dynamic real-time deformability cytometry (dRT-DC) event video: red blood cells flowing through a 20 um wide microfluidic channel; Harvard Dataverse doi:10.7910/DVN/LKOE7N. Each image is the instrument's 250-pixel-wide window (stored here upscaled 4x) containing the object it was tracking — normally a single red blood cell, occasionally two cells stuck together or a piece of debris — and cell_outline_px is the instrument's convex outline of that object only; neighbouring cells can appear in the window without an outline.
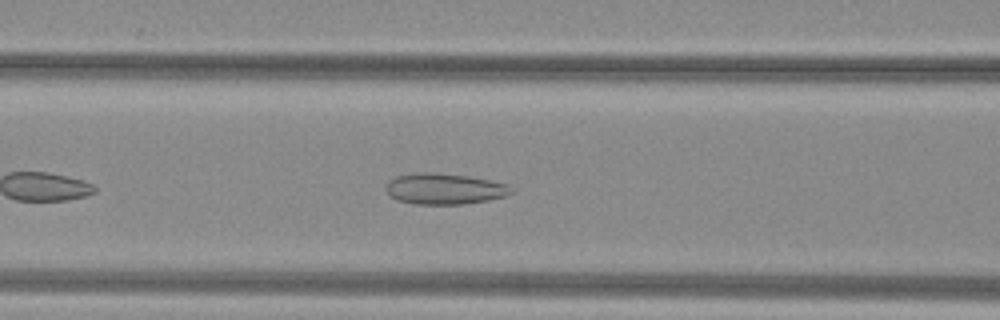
{"species": "common noctule bat (a hibernating species)", "species_latin": "Nyctalus noctula", "temperature_condition": "warm", "stored_images_in_passage": 32, "camera_frame_rate_fps": 3000, "um_per_image_px": 0.085, "animal": {"sex": "female", "body_mass_g": 29.2, "forearm_length_mm": 56.3}, "frame": {"image": 1, "passage_image": 8, "time_ms": 2.333, "image_size_px": [1000, 320], "cell_outline_px": [[512, 192], [508, 196], [488, 200], [464, 204], [416, 204], [396, 200], [384, 188], [388, 180], [396, 176], [420, 172], [432, 172], [468, 176], [508, 184], [512, 188]], "centroid_in_image_um": [37.77, 16.05], "position_along_channel_um": 128.8, "area_um2": 22.66}}
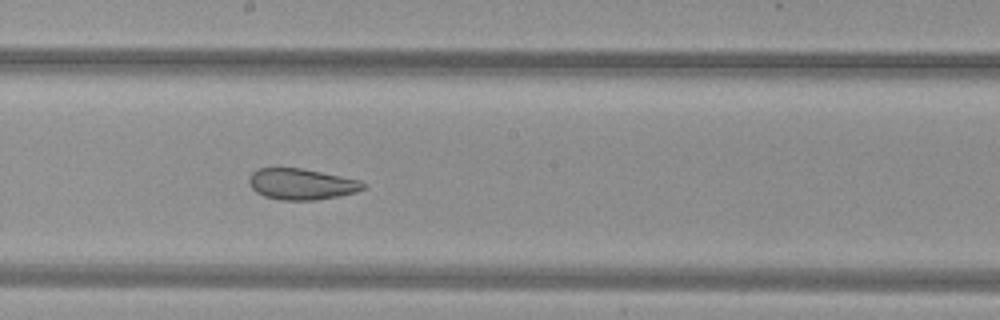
{"frame": {"image": 2, "passage_image": 15, "time_ms": 4.667, "image_size_px": [1000, 320], "cell_outline_px": [[368, 184], [364, 188], [356, 192], [340, 196], [316, 200], [280, 200], [264, 196], [256, 192], [252, 188], [248, 180], [248, 176], [256, 168], [304, 168], [360, 180]], "centroid_in_image_um": [25.63, 15.64], "position_along_channel_um": 222.6, "area_um2": 20.92}}
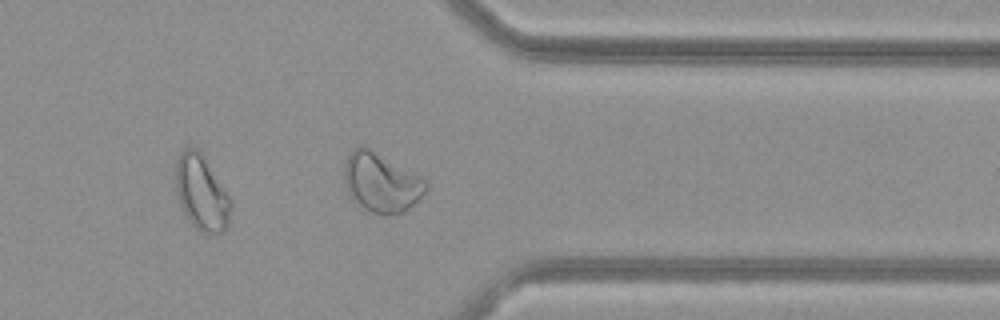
{"frame": {"image": 3, "passage_image": 27, "time_ms": 8.667, "image_size_px": [1000, 320], "cell_outline_px": [[428, 188], [404, 212], [384, 216], [372, 212], [364, 208], [348, 196], [344, 184], [344, 164], [348, 156], [360, 144], [368, 148], [420, 176], [428, 184]], "centroid_in_image_um": [32.36, 15.53], "position_along_channel_um": 379.0, "area_um2": 27.8}, "authors_computed_cell_mechanics": {"area_um2": 22.3686, "velocity_mm_per_s": 4.0293, "shape_relaxation_time_tau1_ms": null, "shape_relaxation_time_tau2_ms": 1.9941, "deformation_change_tau1": null, "deformation_change_tau2": 0.077}}